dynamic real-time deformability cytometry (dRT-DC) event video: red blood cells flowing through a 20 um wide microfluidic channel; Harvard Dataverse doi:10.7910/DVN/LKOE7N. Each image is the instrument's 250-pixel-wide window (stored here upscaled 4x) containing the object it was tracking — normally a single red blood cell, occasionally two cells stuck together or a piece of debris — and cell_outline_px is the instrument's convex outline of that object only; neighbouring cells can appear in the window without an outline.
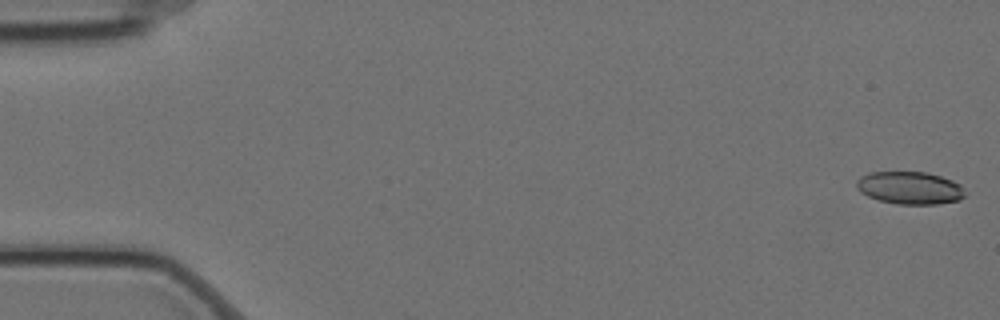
{"species": "Egyptian fruit bat (a non-hibernating species)", "species_latin": "Rousettus aegyptiacus", "temperature_condition": "cold", "stored_images_in_passage": 2, "camera_frame_rate_fps": 3000, "um_per_image_px": 0.085, "animal": {"sex": "female"}, "frame": {"image": 1, "passage_image": 1, "time_ms": 0.0, "image_size_px": [1000, 320], "cell_outline_px": [[964, 196], [960, 200], [936, 204], [896, 204], [880, 200], [868, 196], [860, 192], [856, 188], [856, 180], [860, 176], [868, 172], [924, 172], [940, 176], [952, 180], [960, 184], [964, 188]], "centroid_in_image_um": [77.31, 15.97], "position_along_channel_um": 7.7, "area_um2": 20.69}}